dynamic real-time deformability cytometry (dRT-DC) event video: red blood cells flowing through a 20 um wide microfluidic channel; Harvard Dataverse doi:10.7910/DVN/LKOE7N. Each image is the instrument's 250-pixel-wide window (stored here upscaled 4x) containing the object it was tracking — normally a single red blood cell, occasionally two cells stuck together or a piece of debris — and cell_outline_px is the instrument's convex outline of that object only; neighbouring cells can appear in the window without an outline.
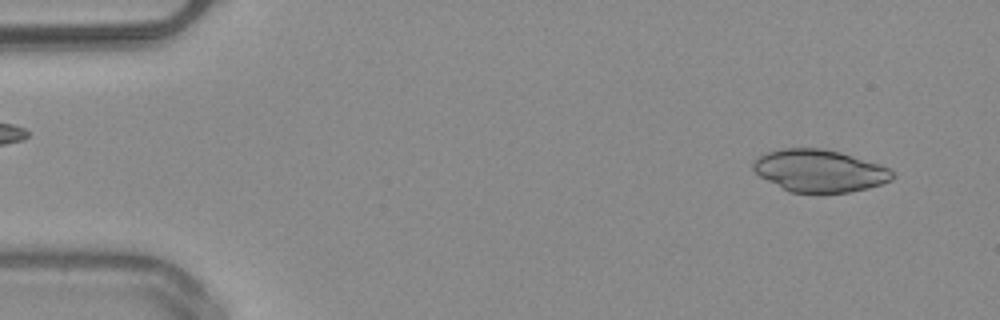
{"species": "common noctule bat (a hibernating species)", "species_latin": "Nyctalus noctula", "temperature_condition": "warm", "stored_images_in_passage": 34, "camera_frame_rate_fps": 3000, "um_per_image_px": 0.085, "animal": {"sex": "male", "body_mass_g": 20.4}, "frame": {"image": 1, "passage_image": 3, "time_ms": 0.667, "image_size_px": [1000, 320], "cell_outline_px": [[896, 176], [892, 180], [868, 188], [848, 192], [820, 196], [816, 196], [788, 192], [760, 176], [752, 168], [752, 164], [760, 156], [768, 152], [780, 148], [820, 148], [840, 152], [880, 164], [888, 168]], "centroid_in_image_um": [69.66, 14.56], "position_along_channel_um": 15.3, "area_um2": 35.03}}